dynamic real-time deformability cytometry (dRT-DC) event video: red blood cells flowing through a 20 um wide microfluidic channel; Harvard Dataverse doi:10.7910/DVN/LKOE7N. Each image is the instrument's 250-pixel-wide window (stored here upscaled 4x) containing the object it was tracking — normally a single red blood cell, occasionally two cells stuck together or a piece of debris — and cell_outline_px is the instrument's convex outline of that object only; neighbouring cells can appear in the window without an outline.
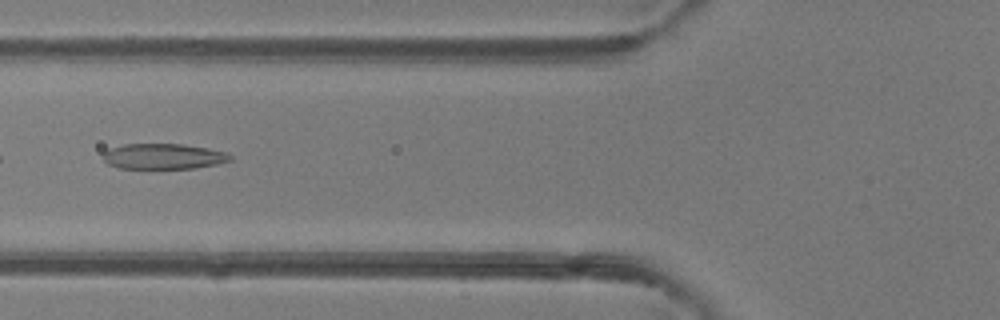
{"species": "common noctule bat (a hibernating species)", "species_latin": "Nyctalus noctula", "temperature_condition": "room temperature", "stored_images_in_passage": 31, "camera_frame_rate_fps": 3000, "um_per_image_px": 0.085, "animal": {"sex": "female"}, "frame": {"image": 1, "passage_image": 18, "time_ms": 5.667, "image_size_px": [1000, 320], "cell_outline_px": [[232, 160], [216, 164], [196, 168], [120, 168], [108, 164], [104, 160], [104, 152], [108, 148], [124, 144], [180, 144], [208, 148], [224, 152], [232, 156]], "centroid_in_image_um": [13.88, 13.29], "position_along_channel_um": 111.9, "area_um2": 18.79}}